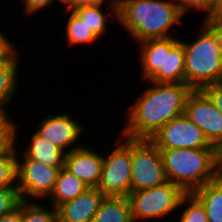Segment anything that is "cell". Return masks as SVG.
I'll return each mask as SVG.
<instances>
[{"label": "cell", "instance_id": "obj_1", "mask_svg": "<svg viewBox=\"0 0 222 222\" xmlns=\"http://www.w3.org/2000/svg\"><path fill=\"white\" fill-rule=\"evenodd\" d=\"M150 86L128 107L127 124L119 134L130 139L150 140L166 123L184 114L187 99L193 89L185 83H156Z\"/></svg>", "mask_w": 222, "mask_h": 222}, {"label": "cell", "instance_id": "obj_2", "mask_svg": "<svg viewBox=\"0 0 222 222\" xmlns=\"http://www.w3.org/2000/svg\"><path fill=\"white\" fill-rule=\"evenodd\" d=\"M183 16L172 0H123L117 5V20L136 43L173 37L170 30L182 24Z\"/></svg>", "mask_w": 222, "mask_h": 222}, {"label": "cell", "instance_id": "obj_3", "mask_svg": "<svg viewBox=\"0 0 222 222\" xmlns=\"http://www.w3.org/2000/svg\"><path fill=\"white\" fill-rule=\"evenodd\" d=\"M193 42L183 41L185 84L193 90L222 82V28L202 20Z\"/></svg>", "mask_w": 222, "mask_h": 222}, {"label": "cell", "instance_id": "obj_4", "mask_svg": "<svg viewBox=\"0 0 222 222\" xmlns=\"http://www.w3.org/2000/svg\"><path fill=\"white\" fill-rule=\"evenodd\" d=\"M167 181L192 193L216 179L217 148H174L160 150Z\"/></svg>", "mask_w": 222, "mask_h": 222}, {"label": "cell", "instance_id": "obj_5", "mask_svg": "<svg viewBox=\"0 0 222 222\" xmlns=\"http://www.w3.org/2000/svg\"><path fill=\"white\" fill-rule=\"evenodd\" d=\"M186 194L180 186L167 181L159 186L130 192L127 197L134 222H145L148 219H164L174 211L182 210L180 203Z\"/></svg>", "mask_w": 222, "mask_h": 222}, {"label": "cell", "instance_id": "obj_6", "mask_svg": "<svg viewBox=\"0 0 222 222\" xmlns=\"http://www.w3.org/2000/svg\"><path fill=\"white\" fill-rule=\"evenodd\" d=\"M165 182L163 159L157 146L148 139H131V192Z\"/></svg>", "mask_w": 222, "mask_h": 222}, {"label": "cell", "instance_id": "obj_7", "mask_svg": "<svg viewBox=\"0 0 222 222\" xmlns=\"http://www.w3.org/2000/svg\"><path fill=\"white\" fill-rule=\"evenodd\" d=\"M119 139L108 157L104 155L102 177L97 188L105 197H127L131 192V139L122 135Z\"/></svg>", "mask_w": 222, "mask_h": 222}, {"label": "cell", "instance_id": "obj_8", "mask_svg": "<svg viewBox=\"0 0 222 222\" xmlns=\"http://www.w3.org/2000/svg\"><path fill=\"white\" fill-rule=\"evenodd\" d=\"M16 148L17 161V188L22 200L33 201L48 199L52 194L59 169L47 164L28 158L23 152L18 156ZM21 160H20V159ZM23 160V161H22Z\"/></svg>", "mask_w": 222, "mask_h": 222}, {"label": "cell", "instance_id": "obj_9", "mask_svg": "<svg viewBox=\"0 0 222 222\" xmlns=\"http://www.w3.org/2000/svg\"><path fill=\"white\" fill-rule=\"evenodd\" d=\"M159 150L174 148H216L185 114L166 123L151 139Z\"/></svg>", "mask_w": 222, "mask_h": 222}, {"label": "cell", "instance_id": "obj_10", "mask_svg": "<svg viewBox=\"0 0 222 222\" xmlns=\"http://www.w3.org/2000/svg\"><path fill=\"white\" fill-rule=\"evenodd\" d=\"M184 114L202 130L211 145L218 148L222 144V114L202 90L191 92Z\"/></svg>", "mask_w": 222, "mask_h": 222}, {"label": "cell", "instance_id": "obj_11", "mask_svg": "<svg viewBox=\"0 0 222 222\" xmlns=\"http://www.w3.org/2000/svg\"><path fill=\"white\" fill-rule=\"evenodd\" d=\"M37 125L38 128L35 132L60 147L65 153L83 145L76 146L75 143L80 140L79 137L82 136L85 127L83 128V125L67 112L46 116ZM73 145L74 147H72ZM68 148L69 150H67Z\"/></svg>", "mask_w": 222, "mask_h": 222}, {"label": "cell", "instance_id": "obj_12", "mask_svg": "<svg viewBox=\"0 0 222 222\" xmlns=\"http://www.w3.org/2000/svg\"><path fill=\"white\" fill-rule=\"evenodd\" d=\"M176 36L148 39L139 44V62L141 63V78L144 81L164 83L165 50H171L178 42Z\"/></svg>", "mask_w": 222, "mask_h": 222}, {"label": "cell", "instance_id": "obj_13", "mask_svg": "<svg viewBox=\"0 0 222 222\" xmlns=\"http://www.w3.org/2000/svg\"><path fill=\"white\" fill-rule=\"evenodd\" d=\"M103 162L104 156L86 145L65 154L64 168L89 187H98Z\"/></svg>", "mask_w": 222, "mask_h": 222}, {"label": "cell", "instance_id": "obj_14", "mask_svg": "<svg viewBox=\"0 0 222 222\" xmlns=\"http://www.w3.org/2000/svg\"><path fill=\"white\" fill-rule=\"evenodd\" d=\"M104 197L97 187H89L75 199L57 207L58 222H92Z\"/></svg>", "mask_w": 222, "mask_h": 222}, {"label": "cell", "instance_id": "obj_15", "mask_svg": "<svg viewBox=\"0 0 222 222\" xmlns=\"http://www.w3.org/2000/svg\"><path fill=\"white\" fill-rule=\"evenodd\" d=\"M30 137L29 145L23 150V153L28 158L51 167H57L59 170L64 167L66 153L60 147L40 136L35 131Z\"/></svg>", "mask_w": 222, "mask_h": 222}, {"label": "cell", "instance_id": "obj_16", "mask_svg": "<svg viewBox=\"0 0 222 222\" xmlns=\"http://www.w3.org/2000/svg\"><path fill=\"white\" fill-rule=\"evenodd\" d=\"M88 188V185L63 167L59 170L54 190L48 201L54 208H57L62 203L75 199Z\"/></svg>", "mask_w": 222, "mask_h": 222}, {"label": "cell", "instance_id": "obj_17", "mask_svg": "<svg viewBox=\"0 0 222 222\" xmlns=\"http://www.w3.org/2000/svg\"><path fill=\"white\" fill-rule=\"evenodd\" d=\"M192 194L203 204L208 222H222V177L218 176Z\"/></svg>", "mask_w": 222, "mask_h": 222}, {"label": "cell", "instance_id": "obj_18", "mask_svg": "<svg viewBox=\"0 0 222 222\" xmlns=\"http://www.w3.org/2000/svg\"><path fill=\"white\" fill-rule=\"evenodd\" d=\"M103 4L99 5H90V6H81L75 8L73 11L86 23L89 29L98 37H102L105 32L107 33V24L109 18L111 17L113 20L116 21L117 19V5L116 4H109L106 5L107 8L104 9L106 12L102 10Z\"/></svg>", "mask_w": 222, "mask_h": 222}, {"label": "cell", "instance_id": "obj_19", "mask_svg": "<svg viewBox=\"0 0 222 222\" xmlns=\"http://www.w3.org/2000/svg\"><path fill=\"white\" fill-rule=\"evenodd\" d=\"M92 222H134L128 197H104Z\"/></svg>", "mask_w": 222, "mask_h": 222}, {"label": "cell", "instance_id": "obj_20", "mask_svg": "<svg viewBox=\"0 0 222 222\" xmlns=\"http://www.w3.org/2000/svg\"><path fill=\"white\" fill-rule=\"evenodd\" d=\"M164 83H185V52L181 41L171 50H165Z\"/></svg>", "mask_w": 222, "mask_h": 222}, {"label": "cell", "instance_id": "obj_21", "mask_svg": "<svg viewBox=\"0 0 222 222\" xmlns=\"http://www.w3.org/2000/svg\"><path fill=\"white\" fill-rule=\"evenodd\" d=\"M64 11L70 14L65 27V38L68 46L94 44L93 42L99 39L73 10L65 9Z\"/></svg>", "mask_w": 222, "mask_h": 222}, {"label": "cell", "instance_id": "obj_22", "mask_svg": "<svg viewBox=\"0 0 222 222\" xmlns=\"http://www.w3.org/2000/svg\"><path fill=\"white\" fill-rule=\"evenodd\" d=\"M19 61H6L0 63V108H5L11 102L13 96L16 94L17 75L19 68ZM7 105V106H5Z\"/></svg>", "mask_w": 222, "mask_h": 222}, {"label": "cell", "instance_id": "obj_23", "mask_svg": "<svg viewBox=\"0 0 222 222\" xmlns=\"http://www.w3.org/2000/svg\"><path fill=\"white\" fill-rule=\"evenodd\" d=\"M17 125L19 124L15 123V144L7 148L0 149V187H17Z\"/></svg>", "mask_w": 222, "mask_h": 222}, {"label": "cell", "instance_id": "obj_24", "mask_svg": "<svg viewBox=\"0 0 222 222\" xmlns=\"http://www.w3.org/2000/svg\"><path fill=\"white\" fill-rule=\"evenodd\" d=\"M32 201H21V222H58L57 208Z\"/></svg>", "mask_w": 222, "mask_h": 222}, {"label": "cell", "instance_id": "obj_25", "mask_svg": "<svg viewBox=\"0 0 222 222\" xmlns=\"http://www.w3.org/2000/svg\"><path fill=\"white\" fill-rule=\"evenodd\" d=\"M186 205V206H185ZM181 216L178 222H208L203 204L192 194L187 193L181 200Z\"/></svg>", "mask_w": 222, "mask_h": 222}, {"label": "cell", "instance_id": "obj_26", "mask_svg": "<svg viewBox=\"0 0 222 222\" xmlns=\"http://www.w3.org/2000/svg\"><path fill=\"white\" fill-rule=\"evenodd\" d=\"M7 108H0V149L15 144V121L11 120Z\"/></svg>", "mask_w": 222, "mask_h": 222}, {"label": "cell", "instance_id": "obj_27", "mask_svg": "<svg viewBox=\"0 0 222 222\" xmlns=\"http://www.w3.org/2000/svg\"><path fill=\"white\" fill-rule=\"evenodd\" d=\"M21 201L17 187H0V217L18 208Z\"/></svg>", "mask_w": 222, "mask_h": 222}, {"label": "cell", "instance_id": "obj_28", "mask_svg": "<svg viewBox=\"0 0 222 222\" xmlns=\"http://www.w3.org/2000/svg\"><path fill=\"white\" fill-rule=\"evenodd\" d=\"M10 41L11 39L7 38L6 34L0 30V63L19 60L20 51L17 50L15 43Z\"/></svg>", "mask_w": 222, "mask_h": 222}, {"label": "cell", "instance_id": "obj_29", "mask_svg": "<svg viewBox=\"0 0 222 222\" xmlns=\"http://www.w3.org/2000/svg\"><path fill=\"white\" fill-rule=\"evenodd\" d=\"M23 1L24 13L23 15L29 16L33 15L39 11L45 10V8H48L52 6V3H54L56 0H20ZM54 1V2H53ZM62 5L64 2L62 0H58Z\"/></svg>", "mask_w": 222, "mask_h": 222}, {"label": "cell", "instance_id": "obj_30", "mask_svg": "<svg viewBox=\"0 0 222 222\" xmlns=\"http://www.w3.org/2000/svg\"><path fill=\"white\" fill-rule=\"evenodd\" d=\"M222 114V82L210 84L201 89Z\"/></svg>", "mask_w": 222, "mask_h": 222}, {"label": "cell", "instance_id": "obj_31", "mask_svg": "<svg viewBox=\"0 0 222 222\" xmlns=\"http://www.w3.org/2000/svg\"><path fill=\"white\" fill-rule=\"evenodd\" d=\"M179 10L185 15L186 12L192 10H199L204 12V0H172ZM189 10V11H188Z\"/></svg>", "mask_w": 222, "mask_h": 222}, {"label": "cell", "instance_id": "obj_32", "mask_svg": "<svg viewBox=\"0 0 222 222\" xmlns=\"http://www.w3.org/2000/svg\"><path fill=\"white\" fill-rule=\"evenodd\" d=\"M208 24L222 28V0H219L211 9L207 18L203 19Z\"/></svg>", "mask_w": 222, "mask_h": 222}, {"label": "cell", "instance_id": "obj_33", "mask_svg": "<svg viewBox=\"0 0 222 222\" xmlns=\"http://www.w3.org/2000/svg\"><path fill=\"white\" fill-rule=\"evenodd\" d=\"M107 1L109 4H114L112 3V0H67L64 3V6H66L64 8L74 10L75 8H78L81 6L105 4Z\"/></svg>", "mask_w": 222, "mask_h": 222}, {"label": "cell", "instance_id": "obj_34", "mask_svg": "<svg viewBox=\"0 0 222 222\" xmlns=\"http://www.w3.org/2000/svg\"><path fill=\"white\" fill-rule=\"evenodd\" d=\"M0 222H21V203L11 213L1 216Z\"/></svg>", "mask_w": 222, "mask_h": 222}, {"label": "cell", "instance_id": "obj_35", "mask_svg": "<svg viewBox=\"0 0 222 222\" xmlns=\"http://www.w3.org/2000/svg\"><path fill=\"white\" fill-rule=\"evenodd\" d=\"M218 1L219 0H204V13L206 15L205 18H207V16L209 15L211 9L215 6V4Z\"/></svg>", "mask_w": 222, "mask_h": 222}, {"label": "cell", "instance_id": "obj_36", "mask_svg": "<svg viewBox=\"0 0 222 222\" xmlns=\"http://www.w3.org/2000/svg\"><path fill=\"white\" fill-rule=\"evenodd\" d=\"M121 1H123V0H112V3L118 5Z\"/></svg>", "mask_w": 222, "mask_h": 222}]
</instances>
